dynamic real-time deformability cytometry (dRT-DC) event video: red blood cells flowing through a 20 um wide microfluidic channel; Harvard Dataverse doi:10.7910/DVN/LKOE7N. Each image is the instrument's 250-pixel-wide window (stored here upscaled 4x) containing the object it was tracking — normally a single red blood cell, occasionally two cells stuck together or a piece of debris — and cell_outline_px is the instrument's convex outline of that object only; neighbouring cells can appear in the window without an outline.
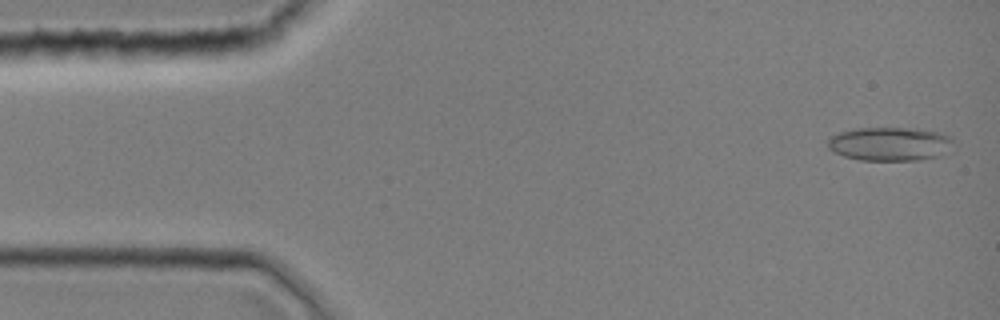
{"species": "common noctule bat (a hibernating species)", "species_latin": "Nyctalus noctula", "temperature_condition": "room temperature", "stored_images_in_passage": 43, "camera_frame_rate_fps": 3000, "um_per_image_px": 0.085, "animal": {"sex": "female", "body_mass_g": 19.0, "forearm_length_mm": 51.5}, "frame": {"image": 1, "passage_image": 2, "time_ms": 0.333, "image_size_px": [1000, 320], "cell_outline_px": [[952, 140], [940, 156], [920, 160], [860, 160], [844, 156], [828, 148], [828, 140], [832, 136], [840, 132], [860, 128], [904, 128], [936, 132], [948, 136]], "centroid_in_image_um": [75.57, 12.24], "position_along_channel_um": 9.4, "area_um2": 23.99}}
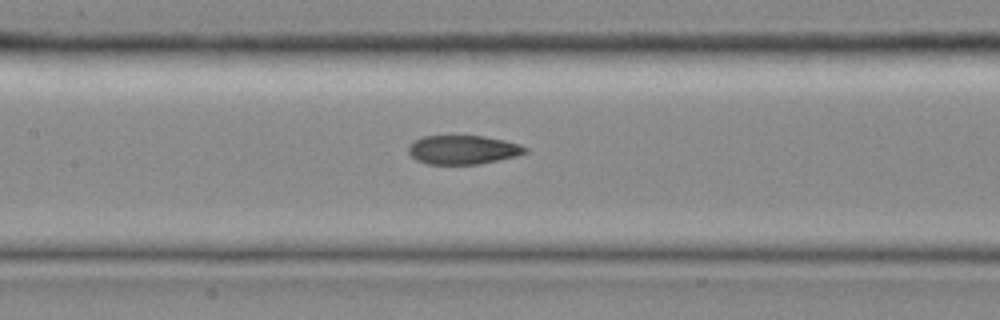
{"frame": {"image": 2, "passage_image": 20, "time_ms": 6.333, "image_size_px": [1000, 320], "cell_outline_px": [[528, 152], [516, 156], [480, 164], [428, 164], [416, 160], [408, 152], [408, 144], [412, 140], [424, 136], [484, 136], [504, 140], [520, 144], [528, 148]], "centroid_in_image_um": [39.34, 12.73], "position_along_channel_um": 168.1, "area_um2": 19.83}}
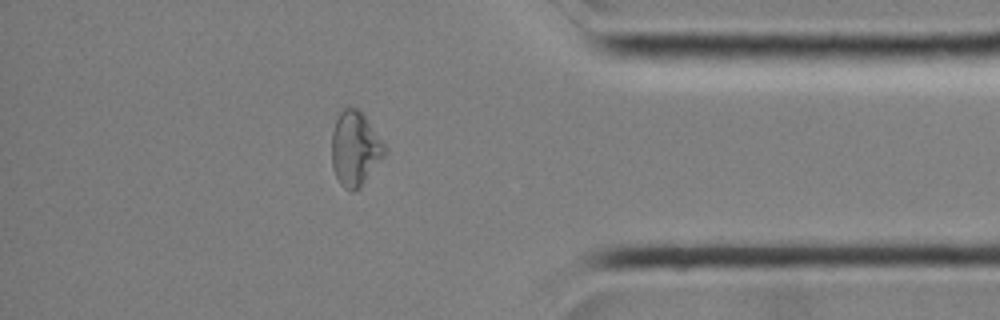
{"frame": {"image": 3, "passage_image": 37, "time_ms": 12.0, "image_size_px": [1000, 320], "cell_outline_px": [[388, 148], [384, 156], [360, 188], [352, 192], [344, 188], [340, 184], [332, 168], [332, 132], [336, 120], [340, 112], [344, 108], [356, 108], [364, 116]], "centroid_in_image_um": [30.18, 12.67], "position_along_channel_um": 405.0, "area_um2": 22.83}}